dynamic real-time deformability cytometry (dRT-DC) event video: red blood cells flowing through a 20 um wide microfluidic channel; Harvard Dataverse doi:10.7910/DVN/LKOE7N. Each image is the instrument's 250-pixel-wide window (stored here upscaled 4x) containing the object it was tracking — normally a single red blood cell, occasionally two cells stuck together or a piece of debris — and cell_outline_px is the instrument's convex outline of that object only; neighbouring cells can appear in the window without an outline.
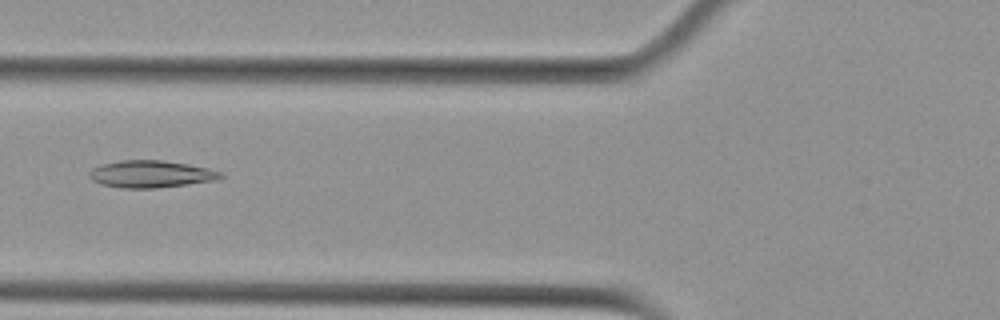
{"species": "Egyptian fruit bat (a non-hibernating species)", "species_latin": "Rousettus aegyptiacus", "temperature_condition": "cold", "stored_images_in_passage": 39, "camera_frame_rate_fps": 3000, "um_per_image_px": 0.085, "animal": {"sex": "female"}, "frame": {"image": 1, "passage_image": 6, "time_ms": 1.667, "image_size_px": [1000, 320], "cell_outline_px": [[224, 176], [216, 180], [188, 184], [156, 188], [120, 188], [104, 184], [92, 180], [88, 176], [88, 172], [92, 168], [100, 164], [120, 160], [164, 160], [188, 164], [208, 168], [224, 172]], "centroid_in_image_um": [12.83, 14.78], "position_along_channel_um": 113.0, "area_um2": 20.92}}
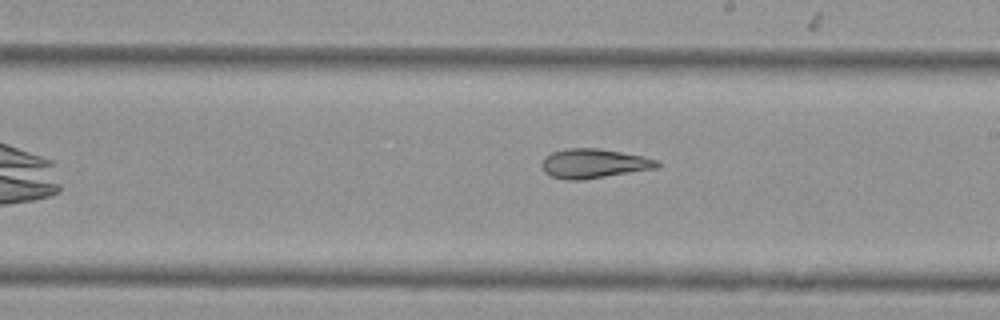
{"frame": {"image": 2, "passage_image": 16, "time_ms": 5.0, "image_size_px": [1000, 320], "cell_outline_px": [[660, 168], [580, 180], [564, 180], [552, 176], [544, 172], [540, 164], [544, 156], [552, 152], [568, 148], [600, 148], [640, 156], [656, 160], [660, 164]], "centroid_in_image_um": [50.43, 13.9], "position_along_channel_um": 238.6, "area_um2": 19.77}}
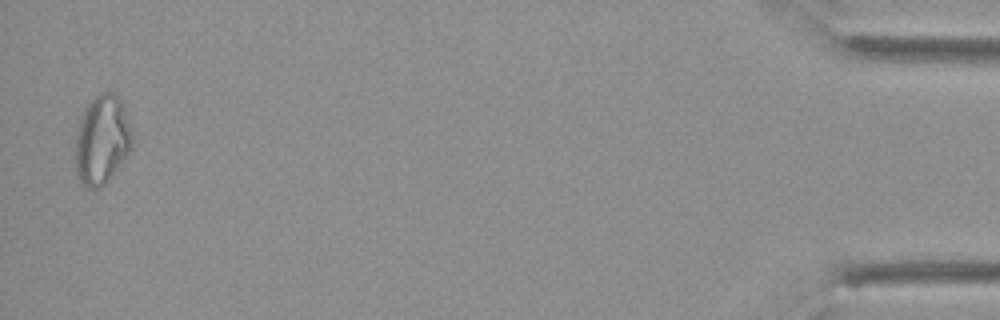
{"frame": {"image": 3, "passage_image": 38, "time_ms": 12.333, "image_size_px": [1000, 320], "cell_outline_px": [[132, 148], [108, 180], [100, 188], [88, 188], [76, 176], [76, 136], [80, 120], [84, 108], [96, 96], [112, 88], [120, 96], [124, 108], [132, 140]], "centroid_in_image_um": [8.66, 11.85], "position_along_channel_um": 426.5, "area_um2": 29.25}, "authors_computed_cell_mechanics": {"area_um2": 20.23, "velocity_mm_per_s": 3.7792, "shape_relaxation_time_tau1_ms": null, "shape_relaxation_time_tau2_ms": 2.8875, "deformation_change_tau1": null, "deformation_change_tau2": 0.1027}}